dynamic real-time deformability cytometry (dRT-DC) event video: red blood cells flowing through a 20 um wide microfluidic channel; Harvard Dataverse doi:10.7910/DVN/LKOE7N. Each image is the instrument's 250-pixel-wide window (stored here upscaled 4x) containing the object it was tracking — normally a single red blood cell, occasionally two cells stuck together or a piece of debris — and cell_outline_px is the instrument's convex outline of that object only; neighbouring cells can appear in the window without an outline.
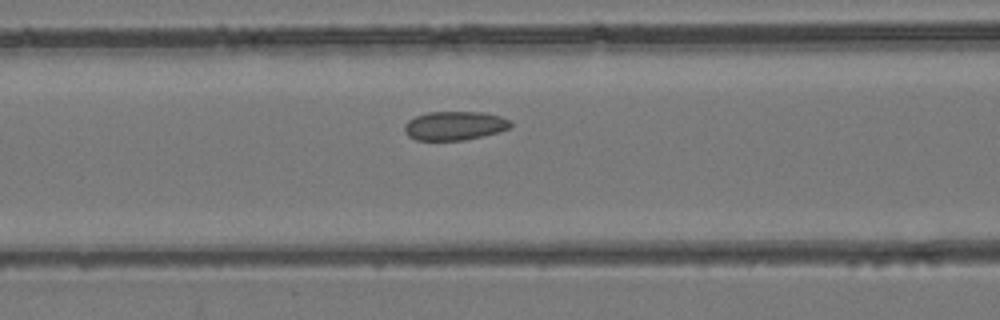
{"species": "common noctule bat (a hibernating species)", "species_latin": "Nyctalus noctula", "temperature_condition": "room temperature", "stored_images_in_passage": 39, "camera_frame_rate_fps": 3000, "um_per_image_px": 0.085, "animal": {"sex": "female", "body_mass_g": 24.6, "forearm_length_mm": 56.2}, "frame": {"image": 1, "passage_image": 13, "time_ms": 4.0, "image_size_px": [1000, 320], "cell_outline_px": [[512, 124], [508, 128], [500, 132], [464, 140], [416, 140], [408, 136], [404, 132], [404, 124], [408, 120], [416, 116], [428, 112], [484, 112], [500, 116], [508, 120]], "centroid_in_image_um": [38.61, 10.68], "position_along_channel_um": 128.0, "area_um2": 17.86}}
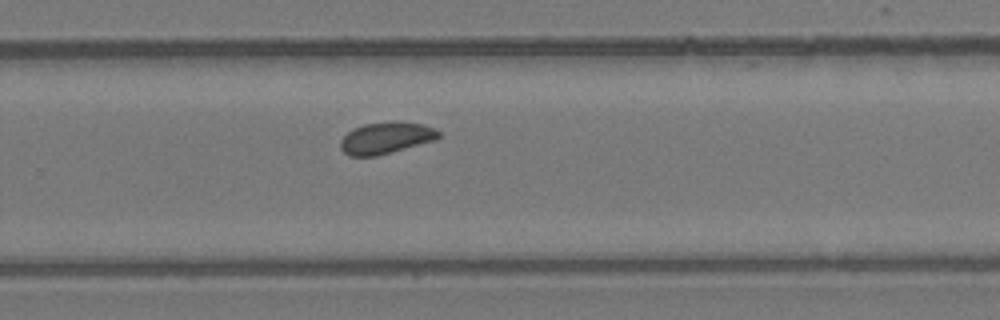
{"frame": {"image": 2, "passage_image": 24, "time_ms": 7.667, "image_size_px": [1000, 320], "cell_outline_px": [[440, 136], [436, 140], [376, 156], [348, 156], [340, 148], [340, 140], [352, 128], [364, 124], [392, 120], [396, 120], [424, 124], [440, 132]], "centroid_in_image_um": [32.8, 11.7], "position_along_channel_um": 297.0, "area_um2": 18.32}}
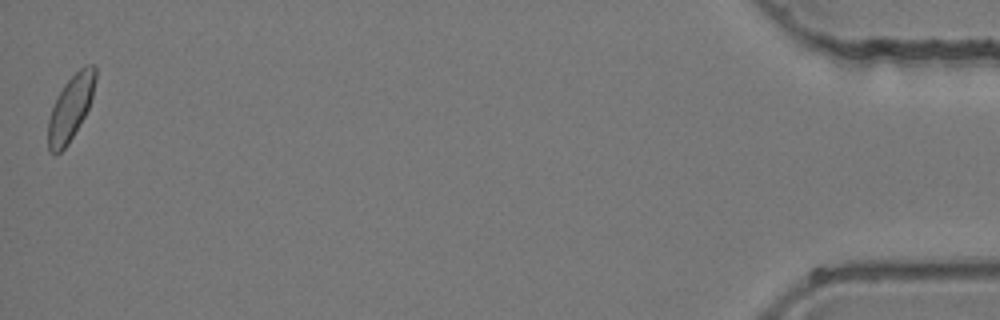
{"frame": {"image": 3, "passage_image": 39, "time_ms": 12.667, "image_size_px": [1000, 320], "cell_outline_px": [[96, 76], [92, 96], [88, 108], [84, 116], [68, 144], [56, 156], [48, 152], [48, 120], [52, 108], [64, 84], [84, 64], [92, 64], [96, 68]], "centroid_in_image_um": [5.99, 9.19], "position_along_channel_um": 429.2, "area_um2": 17.69}}